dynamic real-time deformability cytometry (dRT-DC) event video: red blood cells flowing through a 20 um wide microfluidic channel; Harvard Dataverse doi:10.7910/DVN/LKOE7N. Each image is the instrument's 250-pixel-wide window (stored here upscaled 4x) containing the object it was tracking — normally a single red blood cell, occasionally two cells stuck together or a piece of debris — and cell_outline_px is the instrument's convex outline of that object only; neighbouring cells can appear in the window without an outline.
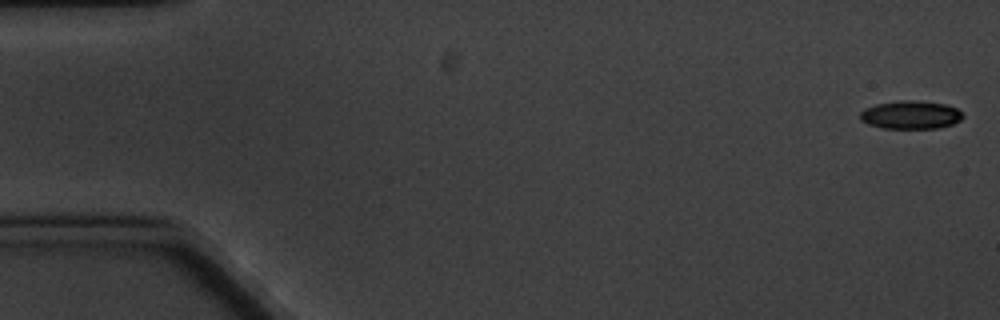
{"species": "common noctule bat (a hibernating species)", "species_latin": "Nyctalus noctula", "temperature_condition": "cold", "stored_images_in_passage": 6, "segment_of_instrument_passage": [1, 2], "camera_frame_rate_fps": 3000, "um_per_image_px": 0.085, "animal": {"sex": "male", "body_mass_g": 20.1, "forearm_length_mm": 53.5}, "frame": {"image": 1, "passage_image": 1, "time_ms": 0.0, "image_size_px": [1000, 320], "cell_outline_px": [[964, 116], [960, 120], [952, 124], [936, 128], [884, 128], [868, 124], [860, 120], [860, 112], [864, 108], [876, 104], [900, 100], [916, 100], [948, 104], [956, 108]], "centroid_in_image_um": [77.39, 9.75], "position_along_channel_um": 7.6, "area_um2": 16.94}}